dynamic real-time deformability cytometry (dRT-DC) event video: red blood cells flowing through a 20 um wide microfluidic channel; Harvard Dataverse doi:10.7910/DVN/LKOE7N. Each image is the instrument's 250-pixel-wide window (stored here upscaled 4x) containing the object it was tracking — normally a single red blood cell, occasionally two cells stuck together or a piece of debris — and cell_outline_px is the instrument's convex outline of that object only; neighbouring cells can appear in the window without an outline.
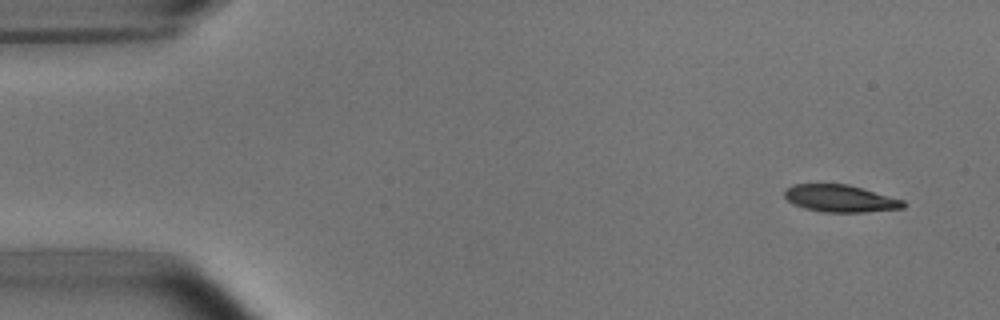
{"species": "common noctule bat (a hibernating species)", "species_latin": "Nyctalus noctula", "temperature_condition": "room temperature", "stored_images_in_passage": 4, "camera_frame_rate_fps": 3000, "um_per_image_px": 0.085, "animal": {"sex": "male", "body_mass_g": 15.6}, "frame": {"image": 1, "passage_image": 1, "time_ms": 0.0, "image_size_px": [1000, 320], "cell_outline_px": [[908, 204], [904, 208], [864, 212], [820, 212], [804, 208], [792, 204], [784, 196], [784, 188], [792, 184], [848, 184], [904, 200]], "centroid_in_image_um": [71.4, 16.87], "position_along_channel_um": 13.6, "area_um2": 19.02}}
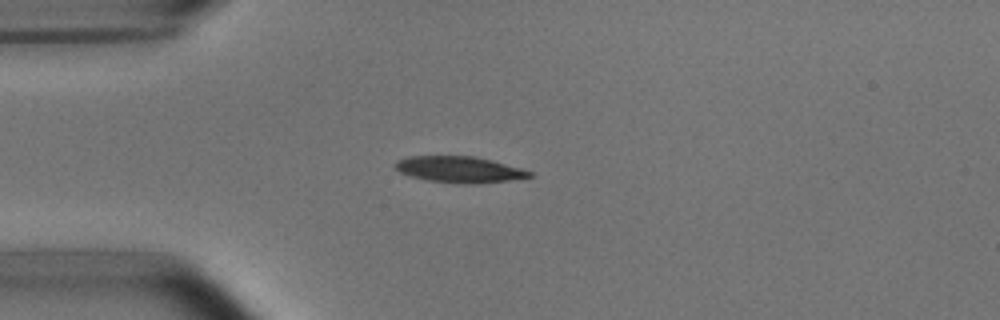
{"frame": {"image": 2, "passage_image": 4, "time_ms": 3.333, "image_size_px": [1000, 320], "cell_outline_px": [[532, 176], [508, 180], [472, 184], [460, 184], [428, 180], [412, 176], [400, 172], [392, 164], [396, 160], [408, 156], [472, 156], [492, 160], [520, 168], [532, 172]], "centroid_in_image_um": [39.0, 14.4], "position_along_channel_um": 46.0, "area_um2": 20.35}}